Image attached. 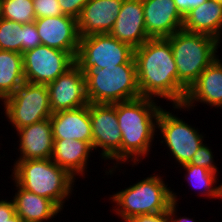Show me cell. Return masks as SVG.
I'll use <instances>...</instances> for the list:
<instances>
[{"label": "cell", "instance_id": "15", "mask_svg": "<svg viewBox=\"0 0 222 222\" xmlns=\"http://www.w3.org/2000/svg\"><path fill=\"white\" fill-rule=\"evenodd\" d=\"M145 27L150 39L167 38L183 27L184 17L174 0H142Z\"/></svg>", "mask_w": 222, "mask_h": 222}, {"label": "cell", "instance_id": "26", "mask_svg": "<svg viewBox=\"0 0 222 222\" xmlns=\"http://www.w3.org/2000/svg\"><path fill=\"white\" fill-rule=\"evenodd\" d=\"M0 50L23 54L22 24L0 18Z\"/></svg>", "mask_w": 222, "mask_h": 222}, {"label": "cell", "instance_id": "9", "mask_svg": "<svg viewBox=\"0 0 222 222\" xmlns=\"http://www.w3.org/2000/svg\"><path fill=\"white\" fill-rule=\"evenodd\" d=\"M89 114L92 125V147L99 148L100 158L115 160L113 168L106 170L105 175H112L121 165L122 134L119 130L115 104L89 103Z\"/></svg>", "mask_w": 222, "mask_h": 222}, {"label": "cell", "instance_id": "13", "mask_svg": "<svg viewBox=\"0 0 222 222\" xmlns=\"http://www.w3.org/2000/svg\"><path fill=\"white\" fill-rule=\"evenodd\" d=\"M34 22L42 45L68 52L75 59L80 40L76 18L64 14Z\"/></svg>", "mask_w": 222, "mask_h": 222}, {"label": "cell", "instance_id": "4", "mask_svg": "<svg viewBox=\"0 0 222 222\" xmlns=\"http://www.w3.org/2000/svg\"><path fill=\"white\" fill-rule=\"evenodd\" d=\"M173 52L178 82L188 90L200 74L217 58L220 41L201 33L181 29L166 38Z\"/></svg>", "mask_w": 222, "mask_h": 222}, {"label": "cell", "instance_id": "20", "mask_svg": "<svg viewBox=\"0 0 222 222\" xmlns=\"http://www.w3.org/2000/svg\"><path fill=\"white\" fill-rule=\"evenodd\" d=\"M51 160L67 170L73 177L82 176L88 172V162L93 147L88 142L75 139H53ZM91 152V153H90Z\"/></svg>", "mask_w": 222, "mask_h": 222}, {"label": "cell", "instance_id": "11", "mask_svg": "<svg viewBox=\"0 0 222 222\" xmlns=\"http://www.w3.org/2000/svg\"><path fill=\"white\" fill-rule=\"evenodd\" d=\"M75 63L65 51L39 45L23 53L24 78L33 84H48Z\"/></svg>", "mask_w": 222, "mask_h": 222}, {"label": "cell", "instance_id": "16", "mask_svg": "<svg viewBox=\"0 0 222 222\" xmlns=\"http://www.w3.org/2000/svg\"><path fill=\"white\" fill-rule=\"evenodd\" d=\"M124 0H89L77 18L80 37L110 33Z\"/></svg>", "mask_w": 222, "mask_h": 222}, {"label": "cell", "instance_id": "34", "mask_svg": "<svg viewBox=\"0 0 222 222\" xmlns=\"http://www.w3.org/2000/svg\"><path fill=\"white\" fill-rule=\"evenodd\" d=\"M172 197H173V202L169 205V208H168V213H169V216L171 218V221L172 222H196L193 220V218H189V217H179L177 216V207H178V196H177V193H175L173 190H172Z\"/></svg>", "mask_w": 222, "mask_h": 222}, {"label": "cell", "instance_id": "32", "mask_svg": "<svg viewBox=\"0 0 222 222\" xmlns=\"http://www.w3.org/2000/svg\"><path fill=\"white\" fill-rule=\"evenodd\" d=\"M16 214L15 206L13 200L1 199L0 200V222H10V218H12Z\"/></svg>", "mask_w": 222, "mask_h": 222}, {"label": "cell", "instance_id": "2", "mask_svg": "<svg viewBox=\"0 0 222 222\" xmlns=\"http://www.w3.org/2000/svg\"><path fill=\"white\" fill-rule=\"evenodd\" d=\"M158 99L140 97L134 100L116 103L119 130L122 134L121 165L125 162H139L149 155L155 135L157 119L162 109ZM156 132V133H155Z\"/></svg>", "mask_w": 222, "mask_h": 222}, {"label": "cell", "instance_id": "35", "mask_svg": "<svg viewBox=\"0 0 222 222\" xmlns=\"http://www.w3.org/2000/svg\"><path fill=\"white\" fill-rule=\"evenodd\" d=\"M10 222H24L20 216L15 214L12 218H10Z\"/></svg>", "mask_w": 222, "mask_h": 222}, {"label": "cell", "instance_id": "29", "mask_svg": "<svg viewBox=\"0 0 222 222\" xmlns=\"http://www.w3.org/2000/svg\"><path fill=\"white\" fill-rule=\"evenodd\" d=\"M23 31V53L42 45L35 22L22 24Z\"/></svg>", "mask_w": 222, "mask_h": 222}, {"label": "cell", "instance_id": "27", "mask_svg": "<svg viewBox=\"0 0 222 222\" xmlns=\"http://www.w3.org/2000/svg\"><path fill=\"white\" fill-rule=\"evenodd\" d=\"M211 150L212 149L207 146V144L203 143L188 164L200 166L215 173H219L216 163H214L215 156Z\"/></svg>", "mask_w": 222, "mask_h": 222}, {"label": "cell", "instance_id": "3", "mask_svg": "<svg viewBox=\"0 0 222 222\" xmlns=\"http://www.w3.org/2000/svg\"><path fill=\"white\" fill-rule=\"evenodd\" d=\"M13 165L12 180L23 189L48 198L63 209L65 201L74 191L75 177L51 158L15 160Z\"/></svg>", "mask_w": 222, "mask_h": 222}, {"label": "cell", "instance_id": "5", "mask_svg": "<svg viewBox=\"0 0 222 222\" xmlns=\"http://www.w3.org/2000/svg\"><path fill=\"white\" fill-rule=\"evenodd\" d=\"M89 103L115 104L141 97L134 56L126 63L84 72Z\"/></svg>", "mask_w": 222, "mask_h": 222}, {"label": "cell", "instance_id": "10", "mask_svg": "<svg viewBox=\"0 0 222 222\" xmlns=\"http://www.w3.org/2000/svg\"><path fill=\"white\" fill-rule=\"evenodd\" d=\"M160 131V143L167 146L170 156L178 165L191 161L193 155L204 142L200 130L180 119L173 112L162 108L157 119V131Z\"/></svg>", "mask_w": 222, "mask_h": 222}, {"label": "cell", "instance_id": "23", "mask_svg": "<svg viewBox=\"0 0 222 222\" xmlns=\"http://www.w3.org/2000/svg\"><path fill=\"white\" fill-rule=\"evenodd\" d=\"M24 82L23 54L0 50V100L12 95Z\"/></svg>", "mask_w": 222, "mask_h": 222}, {"label": "cell", "instance_id": "7", "mask_svg": "<svg viewBox=\"0 0 222 222\" xmlns=\"http://www.w3.org/2000/svg\"><path fill=\"white\" fill-rule=\"evenodd\" d=\"M2 102L3 111H5L3 114L14 130L48 119L53 114L46 84H33L25 81Z\"/></svg>", "mask_w": 222, "mask_h": 222}, {"label": "cell", "instance_id": "8", "mask_svg": "<svg viewBox=\"0 0 222 222\" xmlns=\"http://www.w3.org/2000/svg\"><path fill=\"white\" fill-rule=\"evenodd\" d=\"M134 56V49L118 41L110 33L80 37L75 64L84 73L90 67L106 68L126 64Z\"/></svg>", "mask_w": 222, "mask_h": 222}, {"label": "cell", "instance_id": "30", "mask_svg": "<svg viewBox=\"0 0 222 222\" xmlns=\"http://www.w3.org/2000/svg\"><path fill=\"white\" fill-rule=\"evenodd\" d=\"M89 0H58L63 14L78 18L82 8Z\"/></svg>", "mask_w": 222, "mask_h": 222}, {"label": "cell", "instance_id": "31", "mask_svg": "<svg viewBox=\"0 0 222 222\" xmlns=\"http://www.w3.org/2000/svg\"><path fill=\"white\" fill-rule=\"evenodd\" d=\"M127 222H172L168 211L157 214L137 215Z\"/></svg>", "mask_w": 222, "mask_h": 222}, {"label": "cell", "instance_id": "17", "mask_svg": "<svg viewBox=\"0 0 222 222\" xmlns=\"http://www.w3.org/2000/svg\"><path fill=\"white\" fill-rule=\"evenodd\" d=\"M110 34L133 49L150 38L147 35L142 0H124Z\"/></svg>", "mask_w": 222, "mask_h": 222}, {"label": "cell", "instance_id": "25", "mask_svg": "<svg viewBox=\"0 0 222 222\" xmlns=\"http://www.w3.org/2000/svg\"><path fill=\"white\" fill-rule=\"evenodd\" d=\"M1 18L21 24L36 20L33 0H0Z\"/></svg>", "mask_w": 222, "mask_h": 222}, {"label": "cell", "instance_id": "24", "mask_svg": "<svg viewBox=\"0 0 222 222\" xmlns=\"http://www.w3.org/2000/svg\"><path fill=\"white\" fill-rule=\"evenodd\" d=\"M182 169L186 171L184 174L185 180L191 185L194 190H198L200 196H208L207 198L222 199V183L216 185L219 180L218 173L210 171L200 166L191 164L181 165ZM216 185V186H215Z\"/></svg>", "mask_w": 222, "mask_h": 222}, {"label": "cell", "instance_id": "22", "mask_svg": "<svg viewBox=\"0 0 222 222\" xmlns=\"http://www.w3.org/2000/svg\"><path fill=\"white\" fill-rule=\"evenodd\" d=\"M185 31L201 33L222 42V4L207 0L184 16Z\"/></svg>", "mask_w": 222, "mask_h": 222}, {"label": "cell", "instance_id": "19", "mask_svg": "<svg viewBox=\"0 0 222 222\" xmlns=\"http://www.w3.org/2000/svg\"><path fill=\"white\" fill-rule=\"evenodd\" d=\"M53 139H75L92 146V125L89 104L76 109L53 113L50 117Z\"/></svg>", "mask_w": 222, "mask_h": 222}, {"label": "cell", "instance_id": "14", "mask_svg": "<svg viewBox=\"0 0 222 222\" xmlns=\"http://www.w3.org/2000/svg\"><path fill=\"white\" fill-rule=\"evenodd\" d=\"M203 103L207 106L222 109V60L217 57L197 78L187 90L182 105H173L175 109H194L197 104Z\"/></svg>", "mask_w": 222, "mask_h": 222}, {"label": "cell", "instance_id": "6", "mask_svg": "<svg viewBox=\"0 0 222 222\" xmlns=\"http://www.w3.org/2000/svg\"><path fill=\"white\" fill-rule=\"evenodd\" d=\"M162 176L152 174L126 189L110 195L111 202L118 217L123 222L137 215L157 214L168 211L173 202L172 189L167 187Z\"/></svg>", "mask_w": 222, "mask_h": 222}, {"label": "cell", "instance_id": "33", "mask_svg": "<svg viewBox=\"0 0 222 222\" xmlns=\"http://www.w3.org/2000/svg\"><path fill=\"white\" fill-rule=\"evenodd\" d=\"M207 0H174L179 13L184 17L189 11L197 8Z\"/></svg>", "mask_w": 222, "mask_h": 222}, {"label": "cell", "instance_id": "1", "mask_svg": "<svg viewBox=\"0 0 222 222\" xmlns=\"http://www.w3.org/2000/svg\"><path fill=\"white\" fill-rule=\"evenodd\" d=\"M134 59L141 97L183 104L187 90L178 82L171 44L166 38L147 40L134 49Z\"/></svg>", "mask_w": 222, "mask_h": 222}, {"label": "cell", "instance_id": "12", "mask_svg": "<svg viewBox=\"0 0 222 222\" xmlns=\"http://www.w3.org/2000/svg\"><path fill=\"white\" fill-rule=\"evenodd\" d=\"M52 113L89 104L84 73L74 63L57 79L47 84Z\"/></svg>", "mask_w": 222, "mask_h": 222}, {"label": "cell", "instance_id": "28", "mask_svg": "<svg viewBox=\"0 0 222 222\" xmlns=\"http://www.w3.org/2000/svg\"><path fill=\"white\" fill-rule=\"evenodd\" d=\"M36 19L64 15L58 0H33Z\"/></svg>", "mask_w": 222, "mask_h": 222}, {"label": "cell", "instance_id": "18", "mask_svg": "<svg viewBox=\"0 0 222 222\" xmlns=\"http://www.w3.org/2000/svg\"><path fill=\"white\" fill-rule=\"evenodd\" d=\"M20 142L17 160L50 159L53 151V133L50 118L17 129Z\"/></svg>", "mask_w": 222, "mask_h": 222}, {"label": "cell", "instance_id": "36", "mask_svg": "<svg viewBox=\"0 0 222 222\" xmlns=\"http://www.w3.org/2000/svg\"><path fill=\"white\" fill-rule=\"evenodd\" d=\"M213 1H216V2H218L220 4H222V0H213Z\"/></svg>", "mask_w": 222, "mask_h": 222}, {"label": "cell", "instance_id": "21", "mask_svg": "<svg viewBox=\"0 0 222 222\" xmlns=\"http://www.w3.org/2000/svg\"><path fill=\"white\" fill-rule=\"evenodd\" d=\"M17 192L13 196L15 211L24 222H49L61 209L48 198L23 189L14 180Z\"/></svg>", "mask_w": 222, "mask_h": 222}]
</instances>
